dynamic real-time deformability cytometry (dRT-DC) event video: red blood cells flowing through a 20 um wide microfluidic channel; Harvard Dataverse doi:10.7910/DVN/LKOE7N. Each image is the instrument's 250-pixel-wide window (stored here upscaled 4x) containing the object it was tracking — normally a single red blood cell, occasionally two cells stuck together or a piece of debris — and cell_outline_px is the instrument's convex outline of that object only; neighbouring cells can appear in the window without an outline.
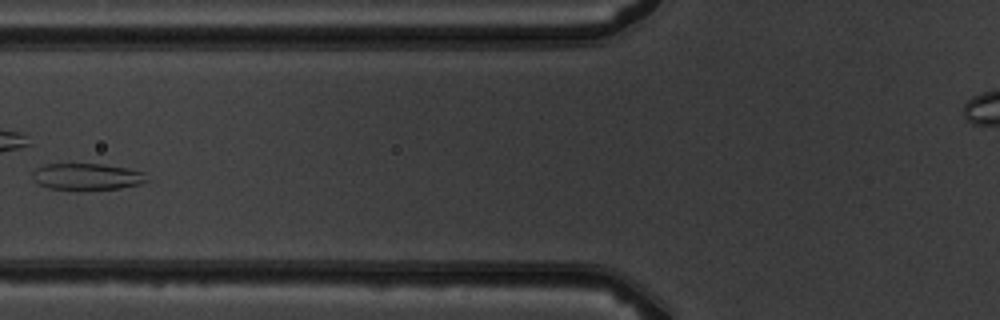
{"species": "common noctule bat (a hibernating species)", "species_latin": "Nyctalus noctula", "temperature_condition": "warm", "stored_images_in_passage": 8, "camera_frame_rate_fps": 3000, "um_per_image_px": 0.085, "animal": {"sex": "male", "body_mass_g": 19.5, "forearm_length_mm": 54.6}, "frame": {"image": 1, "passage_image": 7, "time_ms": 7.0, "image_size_px": [1000, 320], "cell_outline_px": [[152, 180], [140, 184], [120, 188], [48, 188], [40, 184], [32, 176], [32, 172], [36, 168], [44, 164], [104, 164], [128, 168], [144, 172]], "centroid_in_image_um": [7.47, 14.98], "position_along_channel_um": 118.3, "area_um2": 17.4}}